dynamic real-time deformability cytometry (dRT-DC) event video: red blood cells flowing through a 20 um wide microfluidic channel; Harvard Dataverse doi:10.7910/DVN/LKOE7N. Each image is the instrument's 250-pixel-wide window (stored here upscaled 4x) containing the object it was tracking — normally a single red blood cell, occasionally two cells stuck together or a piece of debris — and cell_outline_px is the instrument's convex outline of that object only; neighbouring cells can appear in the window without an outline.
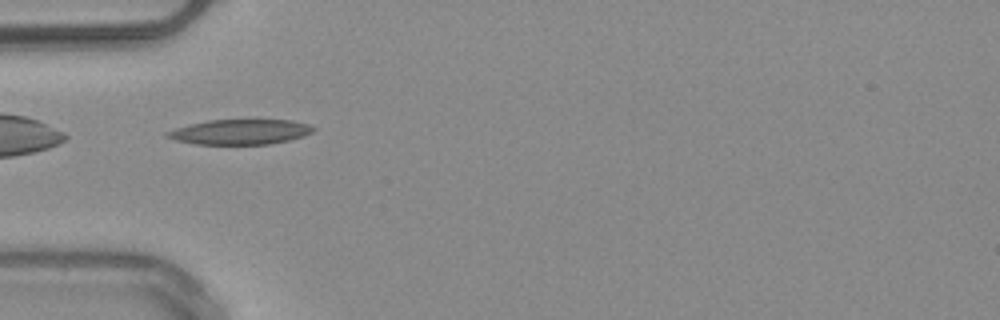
{"species": "common noctule bat (a hibernating species)", "species_latin": "Nyctalus noctula", "temperature_condition": "warm", "stored_images_in_passage": 31, "camera_frame_rate_fps": 3000, "um_per_image_px": 0.085, "animal": {"sex": "male", "body_mass_g": 20.4}, "frame": {"image": 1, "passage_image": 1, "time_ms": 0.0, "image_size_px": [1000, 320], "cell_outline_px": [[316, 128], [312, 132], [304, 136], [288, 140], [268, 144], [196, 144], [176, 140], [164, 136], [164, 132], [176, 128], [208, 120], [292, 120], [308, 124]], "centroid_in_image_um": [20.41, 11.21], "position_along_channel_um": 64.6, "area_um2": 21.21}, "authors_computed_cell_mechanics": {"area_um2": 19.8832, "velocity_mm_per_s": 4.0188, "shape_relaxation_time_tau1_ms": null, "shape_relaxation_time_tau2_ms": 6.642, "deformation_change_tau1": null, "deformation_change_tau2": 0.1812}}